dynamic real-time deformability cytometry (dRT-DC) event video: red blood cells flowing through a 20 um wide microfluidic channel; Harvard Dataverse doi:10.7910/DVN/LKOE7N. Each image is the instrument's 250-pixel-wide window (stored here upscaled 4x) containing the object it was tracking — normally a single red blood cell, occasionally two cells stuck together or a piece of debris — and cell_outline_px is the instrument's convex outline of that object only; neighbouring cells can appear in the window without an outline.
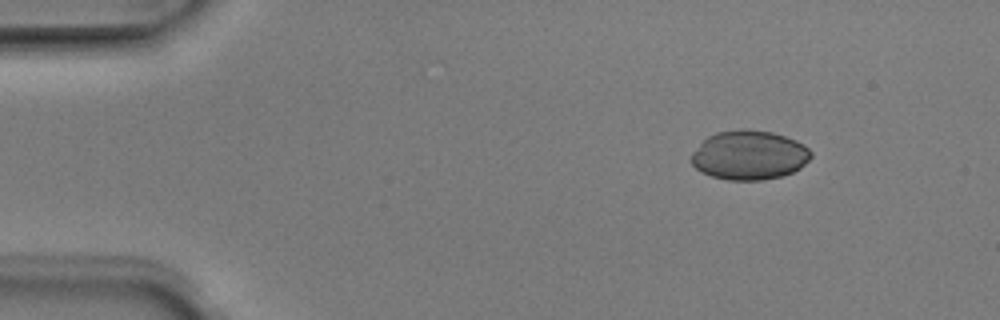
{"species": "Egyptian fruit bat (a non-hibernating species)", "species_latin": "Rousettus aegyptiacus", "temperature_condition": "room temperature", "stored_images_in_passage": 4, "camera_frame_rate_fps": 3000, "um_per_image_px": 0.085, "animal": {"sex": "male"}, "frame": {"image": 1, "passage_image": 2, "time_ms": 0.333, "image_size_px": [1000, 320], "cell_outline_px": [[812, 156], [800, 168], [792, 172], [780, 176], [760, 180], [728, 180], [712, 176], [700, 172], [692, 164], [692, 152], [708, 136], [716, 132], [744, 128], [772, 132], [796, 140], [804, 144], [812, 152]], "centroid_in_image_um": [63.68, 13.18], "position_along_channel_um": 21.3, "area_um2": 34.33}}